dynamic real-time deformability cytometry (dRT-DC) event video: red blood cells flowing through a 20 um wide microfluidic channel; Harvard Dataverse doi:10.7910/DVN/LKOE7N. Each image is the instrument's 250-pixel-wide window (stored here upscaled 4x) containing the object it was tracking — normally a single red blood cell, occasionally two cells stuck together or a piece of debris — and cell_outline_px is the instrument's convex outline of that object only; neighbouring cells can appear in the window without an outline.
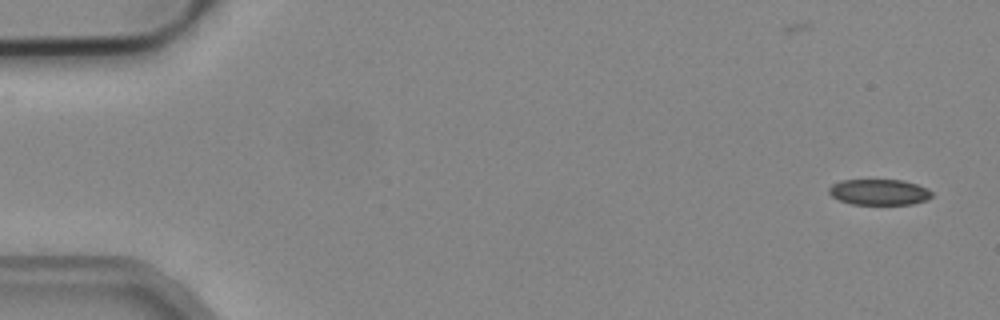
{"species": "common noctule bat (a hibernating species)", "species_latin": "Nyctalus noctula", "temperature_condition": "cold", "stored_images_in_passage": 6, "camera_frame_rate_fps": 3000, "um_per_image_px": 0.085, "animal": {"sex": "male", "body_mass_g": 19.2, "forearm_length_mm": 51.8}, "frame": {"image": 1, "passage_image": 1, "time_ms": 0.0, "image_size_px": [1000, 320], "cell_outline_px": [[932, 196], [928, 200], [912, 204], [852, 204], [840, 200], [832, 196], [828, 192], [828, 188], [832, 184], [840, 180], [904, 180], [928, 188], [932, 192]], "centroid_in_image_um": [74.74, 16.32], "position_along_channel_um": 10.3, "area_um2": 15.55}}